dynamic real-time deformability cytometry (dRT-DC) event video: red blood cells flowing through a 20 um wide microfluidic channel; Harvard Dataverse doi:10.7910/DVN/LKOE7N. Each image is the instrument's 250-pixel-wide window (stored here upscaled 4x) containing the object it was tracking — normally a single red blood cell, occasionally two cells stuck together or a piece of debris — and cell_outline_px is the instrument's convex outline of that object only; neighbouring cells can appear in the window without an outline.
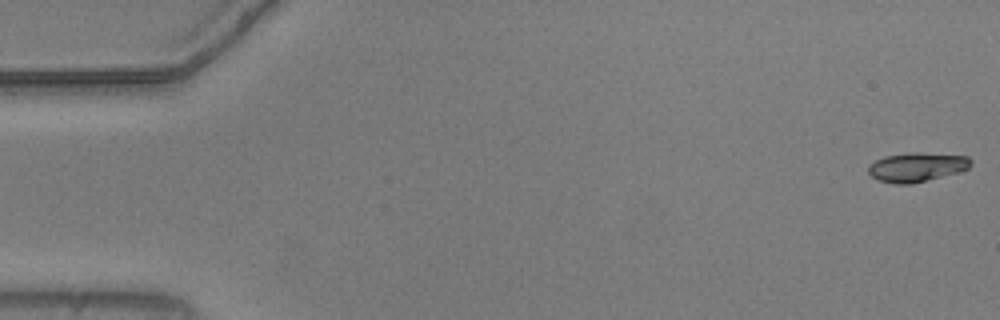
{"species": "common noctule bat (a hibernating species)", "species_latin": "Nyctalus noctula", "temperature_condition": "warm", "stored_images_in_passage": 54, "camera_frame_rate_fps": 3000, "um_per_image_px": 0.085, "animal": {"sex": "male", "body_mass_g": 20.5, "forearm_length_mm": 52.5}, "frame": {"image": 1, "passage_image": 1, "time_ms": 0.0, "image_size_px": [1000, 320], "cell_outline_px": [[972, 164], [968, 168], [956, 172], [912, 184], [896, 184], [880, 180], [872, 176], [868, 172], [868, 164], [884, 156], [916, 152], [968, 156], [972, 160]], "centroid_in_image_um": [77.91, 14.19], "position_along_channel_um": 7.1, "area_um2": 17.22}}
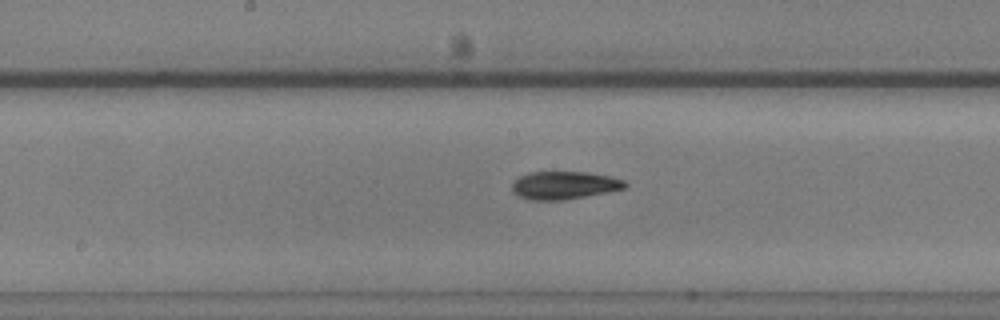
{"frame": {"image": 2, "passage_image": 28, "time_ms": 9.0, "image_size_px": [1000, 320], "cell_outline_px": [[628, 184], [624, 188], [608, 192], [564, 200], [528, 200], [512, 192], [512, 184], [520, 176], [528, 172], [588, 172], [608, 176], [624, 180]], "centroid_in_image_um": [47.95, 15.75], "position_along_channel_um": 200.3, "area_um2": 18.32}}
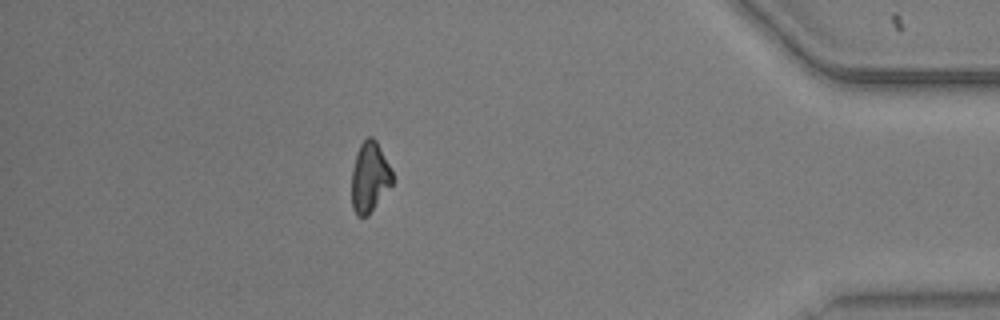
{"frame": {"image": 3, "passage_image": 48, "time_ms": 15.667, "image_size_px": [1000, 320], "cell_outline_px": [[392, 184], [368, 216], [356, 216], [352, 208], [352, 168], [356, 152], [360, 144], [368, 136], [372, 136], [376, 140], [392, 172]], "centroid_in_image_um": [31.39, 15.06], "position_along_channel_um": 403.8, "area_um2": 16.59}, "authors_computed_cell_mechanics": {"area_um2": 17.629, "velocity_mm_per_s": 3.73, "shape_relaxation_time_tau1_ms": 9.2771, "shape_relaxation_time_tau2_ms": 4.585, "deformation_change_tau1": 0.1937, "deformation_change_tau2": 0.0977}}